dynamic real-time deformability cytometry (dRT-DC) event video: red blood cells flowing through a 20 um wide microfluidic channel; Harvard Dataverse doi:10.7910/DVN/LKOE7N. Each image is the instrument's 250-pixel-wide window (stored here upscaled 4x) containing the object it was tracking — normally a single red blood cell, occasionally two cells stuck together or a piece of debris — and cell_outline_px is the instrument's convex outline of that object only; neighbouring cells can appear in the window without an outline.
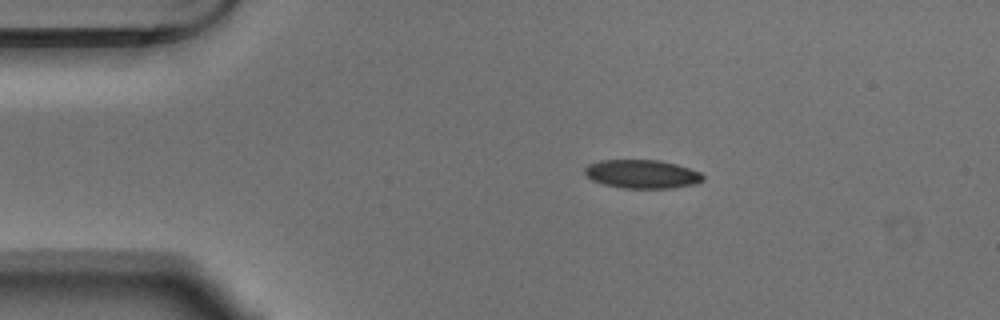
{"species": "Egyptian fruit bat (a non-hibernating species)", "species_latin": "Rousettus aegyptiacus", "temperature_condition": "warm", "stored_images_in_passage": 7, "segment_of_instrument_passage": [1, 2], "camera_frame_rate_fps": 3000, "um_per_image_px": 0.085, "animal": {"sex": "male"}, "frame": {"image": 1, "passage_image": 1, "time_ms": 0.0, "image_size_px": [1000, 320], "cell_outline_px": [[704, 180], [696, 184], [672, 188], [624, 188], [604, 184], [592, 180], [584, 172], [584, 168], [588, 164], [600, 160], [660, 160], [676, 164], [700, 172], [704, 176]], "centroid_in_image_um": [54.58, 14.79], "position_along_channel_um": 30.4, "area_um2": 19.71}}